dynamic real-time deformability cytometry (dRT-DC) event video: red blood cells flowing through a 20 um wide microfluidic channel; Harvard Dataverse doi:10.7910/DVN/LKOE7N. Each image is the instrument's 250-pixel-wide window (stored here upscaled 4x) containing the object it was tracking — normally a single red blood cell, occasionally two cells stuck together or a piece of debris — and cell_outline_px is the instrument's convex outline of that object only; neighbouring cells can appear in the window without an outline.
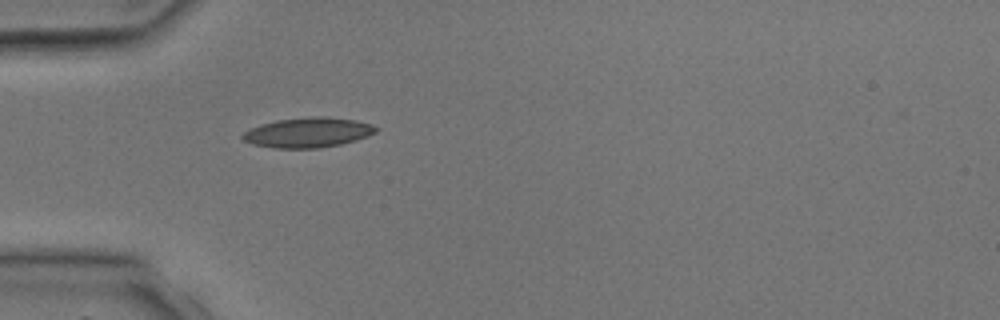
{"species": "common noctule bat (a hibernating species)", "species_latin": "Nyctalus noctula", "temperature_condition": "room temperature", "stored_images_in_passage": 4, "camera_frame_rate_fps": 3000, "um_per_image_px": 0.085, "animal": {"sex": "male", "body_mass_g": 17.9, "forearm_length_mm": 54.2}, "frame": {"image": 1, "passage_image": 4, "time_ms": 4.667, "image_size_px": [1000, 320], "cell_outline_px": [[380, 128], [376, 132], [368, 136], [356, 140], [340, 144], [320, 148], [272, 148], [252, 144], [244, 140], [240, 136], [244, 132], [260, 124], [276, 120], [312, 116], [328, 116], [356, 120], [372, 124]], "centroid_in_image_um": [26.2, 11.25], "position_along_channel_um": 58.8, "area_um2": 23.47}}